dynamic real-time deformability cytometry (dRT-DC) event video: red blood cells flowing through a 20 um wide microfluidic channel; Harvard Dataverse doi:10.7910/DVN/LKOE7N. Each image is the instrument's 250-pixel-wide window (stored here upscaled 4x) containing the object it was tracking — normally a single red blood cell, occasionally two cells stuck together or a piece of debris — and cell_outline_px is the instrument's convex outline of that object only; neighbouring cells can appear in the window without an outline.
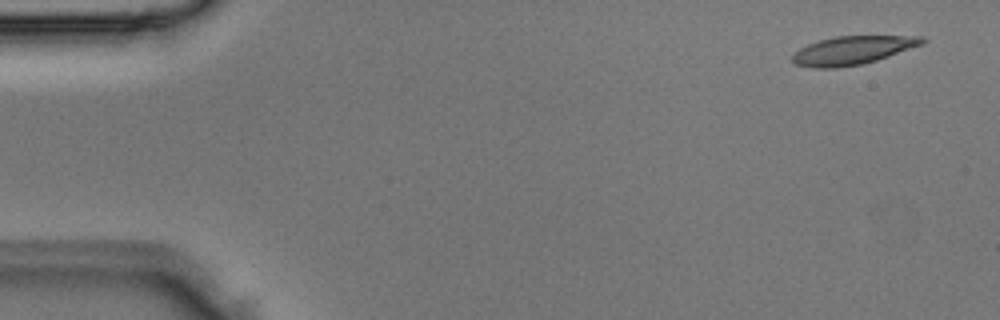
{"species": "Egyptian fruit bat (a non-hibernating species)", "species_latin": "Rousettus aegyptiacus", "temperature_condition": "room temperature", "stored_images_in_passage": 3, "camera_frame_rate_fps": 3000, "um_per_image_px": 0.085, "animal": {"sex": "male"}, "frame": {"image": 1, "passage_image": 1, "time_ms": 0.0, "image_size_px": [1000, 320], "cell_outline_px": [[928, 40], [924, 44], [876, 60], [860, 64], [836, 68], [812, 68], [796, 64], [792, 60], [792, 56], [800, 48], [808, 44], [820, 40], [836, 36], [924, 36]], "centroid_in_image_um": [72.5, 4.27], "position_along_channel_um": 12.5, "area_um2": 21.39}}